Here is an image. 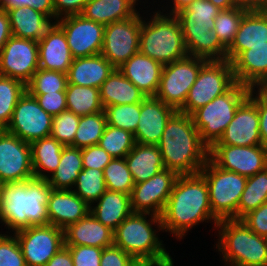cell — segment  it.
Returning <instances> with one entry per match:
<instances>
[{
    "instance_id": "obj_64",
    "label": "cell",
    "mask_w": 267,
    "mask_h": 266,
    "mask_svg": "<svg viewBox=\"0 0 267 266\" xmlns=\"http://www.w3.org/2000/svg\"><path fill=\"white\" fill-rule=\"evenodd\" d=\"M260 88L267 92V81Z\"/></svg>"
},
{
    "instance_id": "obj_1",
    "label": "cell",
    "mask_w": 267,
    "mask_h": 266,
    "mask_svg": "<svg viewBox=\"0 0 267 266\" xmlns=\"http://www.w3.org/2000/svg\"><path fill=\"white\" fill-rule=\"evenodd\" d=\"M160 217L164 233L173 240L185 239L201 223L214 224L215 231L219 220L211 211L207 182L200 172L177 177Z\"/></svg>"
},
{
    "instance_id": "obj_34",
    "label": "cell",
    "mask_w": 267,
    "mask_h": 266,
    "mask_svg": "<svg viewBox=\"0 0 267 266\" xmlns=\"http://www.w3.org/2000/svg\"><path fill=\"white\" fill-rule=\"evenodd\" d=\"M30 145L34 178L47 179L57 169L64 146L51 136Z\"/></svg>"
},
{
    "instance_id": "obj_50",
    "label": "cell",
    "mask_w": 267,
    "mask_h": 266,
    "mask_svg": "<svg viewBox=\"0 0 267 266\" xmlns=\"http://www.w3.org/2000/svg\"><path fill=\"white\" fill-rule=\"evenodd\" d=\"M35 97L38 104L52 117L57 116L62 111L67 110L65 91L55 93L30 94Z\"/></svg>"
},
{
    "instance_id": "obj_48",
    "label": "cell",
    "mask_w": 267,
    "mask_h": 266,
    "mask_svg": "<svg viewBox=\"0 0 267 266\" xmlns=\"http://www.w3.org/2000/svg\"><path fill=\"white\" fill-rule=\"evenodd\" d=\"M74 266H100L103 248L94 246H67Z\"/></svg>"
},
{
    "instance_id": "obj_28",
    "label": "cell",
    "mask_w": 267,
    "mask_h": 266,
    "mask_svg": "<svg viewBox=\"0 0 267 266\" xmlns=\"http://www.w3.org/2000/svg\"><path fill=\"white\" fill-rule=\"evenodd\" d=\"M115 67L102 55L75 58L67 73V84L100 89Z\"/></svg>"
},
{
    "instance_id": "obj_51",
    "label": "cell",
    "mask_w": 267,
    "mask_h": 266,
    "mask_svg": "<svg viewBox=\"0 0 267 266\" xmlns=\"http://www.w3.org/2000/svg\"><path fill=\"white\" fill-rule=\"evenodd\" d=\"M249 97L257 105L261 142L264 147H267V92L260 87L251 88Z\"/></svg>"
},
{
    "instance_id": "obj_42",
    "label": "cell",
    "mask_w": 267,
    "mask_h": 266,
    "mask_svg": "<svg viewBox=\"0 0 267 266\" xmlns=\"http://www.w3.org/2000/svg\"><path fill=\"white\" fill-rule=\"evenodd\" d=\"M107 190L131 195L134 181L125 158H112L103 170Z\"/></svg>"
},
{
    "instance_id": "obj_60",
    "label": "cell",
    "mask_w": 267,
    "mask_h": 266,
    "mask_svg": "<svg viewBox=\"0 0 267 266\" xmlns=\"http://www.w3.org/2000/svg\"><path fill=\"white\" fill-rule=\"evenodd\" d=\"M209 1L221 10H229L236 7V3L234 0H209Z\"/></svg>"
},
{
    "instance_id": "obj_55",
    "label": "cell",
    "mask_w": 267,
    "mask_h": 266,
    "mask_svg": "<svg viewBox=\"0 0 267 266\" xmlns=\"http://www.w3.org/2000/svg\"><path fill=\"white\" fill-rule=\"evenodd\" d=\"M89 0H53L55 22L65 16L81 14Z\"/></svg>"
},
{
    "instance_id": "obj_61",
    "label": "cell",
    "mask_w": 267,
    "mask_h": 266,
    "mask_svg": "<svg viewBox=\"0 0 267 266\" xmlns=\"http://www.w3.org/2000/svg\"><path fill=\"white\" fill-rule=\"evenodd\" d=\"M257 12L267 15V0H262L259 7L256 9Z\"/></svg>"
},
{
    "instance_id": "obj_43",
    "label": "cell",
    "mask_w": 267,
    "mask_h": 266,
    "mask_svg": "<svg viewBox=\"0 0 267 266\" xmlns=\"http://www.w3.org/2000/svg\"><path fill=\"white\" fill-rule=\"evenodd\" d=\"M248 9L236 6L229 10H221L214 21V30L221 44L228 49L234 41L243 15Z\"/></svg>"
},
{
    "instance_id": "obj_11",
    "label": "cell",
    "mask_w": 267,
    "mask_h": 266,
    "mask_svg": "<svg viewBox=\"0 0 267 266\" xmlns=\"http://www.w3.org/2000/svg\"><path fill=\"white\" fill-rule=\"evenodd\" d=\"M207 61L201 57L188 55L183 59L165 64L155 97L178 111L184 105L190 88Z\"/></svg>"
},
{
    "instance_id": "obj_31",
    "label": "cell",
    "mask_w": 267,
    "mask_h": 266,
    "mask_svg": "<svg viewBox=\"0 0 267 266\" xmlns=\"http://www.w3.org/2000/svg\"><path fill=\"white\" fill-rule=\"evenodd\" d=\"M90 212L99 222L114 231L133 212L130 195L106 190L90 206Z\"/></svg>"
},
{
    "instance_id": "obj_62",
    "label": "cell",
    "mask_w": 267,
    "mask_h": 266,
    "mask_svg": "<svg viewBox=\"0 0 267 266\" xmlns=\"http://www.w3.org/2000/svg\"><path fill=\"white\" fill-rule=\"evenodd\" d=\"M174 260H175V259L171 260L170 262H167V263H164V264L158 265V266H175V265H174V263H175V261H174Z\"/></svg>"
},
{
    "instance_id": "obj_46",
    "label": "cell",
    "mask_w": 267,
    "mask_h": 266,
    "mask_svg": "<svg viewBox=\"0 0 267 266\" xmlns=\"http://www.w3.org/2000/svg\"><path fill=\"white\" fill-rule=\"evenodd\" d=\"M80 122V116L69 110H64L53 117L51 137L63 146L74 147V137Z\"/></svg>"
},
{
    "instance_id": "obj_3",
    "label": "cell",
    "mask_w": 267,
    "mask_h": 266,
    "mask_svg": "<svg viewBox=\"0 0 267 266\" xmlns=\"http://www.w3.org/2000/svg\"><path fill=\"white\" fill-rule=\"evenodd\" d=\"M157 146L165 168L178 175L199 173L209 158L191 115L179 111L167 121Z\"/></svg>"
},
{
    "instance_id": "obj_2",
    "label": "cell",
    "mask_w": 267,
    "mask_h": 266,
    "mask_svg": "<svg viewBox=\"0 0 267 266\" xmlns=\"http://www.w3.org/2000/svg\"><path fill=\"white\" fill-rule=\"evenodd\" d=\"M50 191L47 179L32 178L22 182L2 183L0 224L6 229L5 233L49 224L47 202Z\"/></svg>"
},
{
    "instance_id": "obj_57",
    "label": "cell",
    "mask_w": 267,
    "mask_h": 266,
    "mask_svg": "<svg viewBox=\"0 0 267 266\" xmlns=\"http://www.w3.org/2000/svg\"><path fill=\"white\" fill-rule=\"evenodd\" d=\"M45 266H74L69 248H61Z\"/></svg>"
},
{
    "instance_id": "obj_58",
    "label": "cell",
    "mask_w": 267,
    "mask_h": 266,
    "mask_svg": "<svg viewBox=\"0 0 267 266\" xmlns=\"http://www.w3.org/2000/svg\"><path fill=\"white\" fill-rule=\"evenodd\" d=\"M11 36L8 13L6 10L0 8V52Z\"/></svg>"
},
{
    "instance_id": "obj_32",
    "label": "cell",
    "mask_w": 267,
    "mask_h": 266,
    "mask_svg": "<svg viewBox=\"0 0 267 266\" xmlns=\"http://www.w3.org/2000/svg\"><path fill=\"white\" fill-rule=\"evenodd\" d=\"M134 184L146 181L165 168L157 145L135 143L125 157Z\"/></svg>"
},
{
    "instance_id": "obj_17",
    "label": "cell",
    "mask_w": 267,
    "mask_h": 266,
    "mask_svg": "<svg viewBox=\"0 0 267 266\" xmlns=\"http://www.w3.org/2000/svg\"><path fill=\"white\" fill-rule=\"evenodd\" d=\"M38 69V42L12 35L0 52V75L27 84Z\"/></svg>"
},
{
    "instance_id": "obj_19",
    "label": "cell",
    "mask_w": 267,
    "mask_h": 266,
    "mask_svg": "<svg viewBox=\"0 0 267 266\" xmlns=\"http://www.w3.org/2000/svg\"><path fill=\"white\" fill-rule=\"evenodd\" d=\"M178 176L164 168L150 179L135 184L130 195L132 211L161 216Z\"/></svg>"
},
{
    "instance_id": "obj_10",
    "label": "cell",
    "mask_w": 267,
    "mask_h": 266,
    "mask_svg": "<svg viewBox=\"0 0 267 266\" xmlns=\"http://www.w3.org/2000/svg\"><path fill=\"white\" fill-rule=\"evenodd\" d=\"M236 83L228 60H208L200 69L184 105L178 110L191 115L198 108L227 92Z\"/></svg>"
},
{
    "instance_id": "obj_52",
    "label": "cell",
    "mask_w": 267,
    "mask_h": 266,
    "mask_svg": "<svg viewBox=\"0 0 267 266\" xmlns=\"http://www.w3.org/2000/svg\"><path fill=\"white\" fill-rule=\"evenodd\" d=\"M100 266H141V264L113 244L103 248Z\"/></svg>"
},
{
    "instance_id": "obj_5",
    "label": "cell",
    "mask_w": 267,
    "mask_h": 266,
    "mask_svg": "<svg viewBox=\"0 0 267 266\" xmlns=\"http://www.w3.org/2000/svg\"><path fill=\"white\" fill-rule=\"evenodd\" d=\"M144 9L139 52L163 65L187 57L181 25L176 16L162 13L152 4L151 8L147 5Z\"/></svg>"
},
{
    "instance_id": "obj_15",
    "label": "cell",
    "mask_w": 267,
    "mask_h": 266,
    "mask_svg": "<svg viewBox=\"0 0 267 266\" xmlns=\"http://www.w3.org/2000/svg\"><path fill=\"white\" fill-rule=\"evenodd\" d=\"M56 23L63 29L74 59L101 54L105 25L81 14L62 17Z\"/></svg>"
},
{
    "instance_id": "obj_21",
    "label": "cell",
    "mask_w": 267,
    "mask_h": 266,
    "mask_svg": "<svg viewBox=\"0 0 267 266\" xmlns=\"http://www.w3.org/2000/svg\"><path fill=\"white\" fill-rule=\"evenodd\" d=\"M176 110L155 96H147L140 103V117L133 134L135 143L158 145L165 125Z\"/></svg>"
},
{
    "instance_id": "obj_14",
    "label": "cell",
    "mask_w": 267,
    "mask_h": 266,
    "mask_svg": "<svg viewBox=\"0 0 267 266\" xmlns=\"http://www.w3.org/2000/svg\"><path fill=\"white\" fill-rule=\"evenodd\" d=\"M52 122L53 117L26 91L17 102L5 130L31 144L51 135Z\"/></svg>"
},
{
    "instance_id": "obj_49",
    "label": "cell",
    "mask_w": 267,
    "mask_h": 266,
    "mask_svg": "<svg viewBox=\"0 0 267 266\" xmlns=\"http://www.w3.org/2000/svg\"><path fill=\"white\" fill-rule=\"evenodd\" d=\"M81 155L83 169L94 168L104 170L113 158L99 145H92L81 149Z\"/></svg>"
},
{
    "instance_id": "obj_53",
    "label": "cell",
    "mask_w": 267,
    "mask_h": 266,
    "mask_svg": "<svg viewBox=\"0 0 267 266\" xmlns=\"http://www.w3.org/2000/svg\"><path fill=\"white\" fill-rule=\"evenodd\" d=\"M241 221L257 235L267 238V201L244 215Z\"/></svg>"
},
{
    "instance_id": "obj_44",
    "label": "cell",
    "mask_w": 267,
    "mask_h": 266,
    "mask_svg": "<svg viewBox=\"0 0 267 266\" xmlns=\"http://www.w3.org/2000/svg\"><path fill=\"white\" fill-rule=\"evenodd\" d=\"M67 83L66 73L39 68L26 84V91L29 94L55 93L65 91Z\"/></svg>"
},
{
    "instance_id": "obj_38",
    "label": "cell",
    "mask_w": 267,
    "mask_h": 266,
    "mask_svg": "<svg viewBox=\"0 0 267 266\" xmlns=\"http://www.w3.org/2000/svg\"><path fill=\"white\" fill-rule=\"evenodd\" d=\"M25 92V83L0 75V130L9 125L15 106Z\"/></svg>"
},
{
    "instance_id": "obj_4",
    "label": "cell",
    "mask_w": 267,
    "mask_h": 266,
    "mask_svg": "<svg viewBox=\"0 0 267 266\" xmlns=\"http://www.w3.org/2000/svg\"><path fill=\"white\" fill-rule=\"evenodd\" d=\"M161 232L164 233L160 216L132 212L113 231V244L141 265L158 266L174 259L168 247L166 250Z\"/></svg>"
},
{
    "instance_id": "obj_26",
    "label": "cell",
    "mask_w": 267,
    "mask_h": 266,
    "mask_svg": "<svg viewBox=\"0 0 267 266\" xmlns=\"http://www.w3.org/2000/svg\"><path fill=\"white\" fill-rule=\"evenodd\" d=\"M65 246H94L105 248L113 245V230L99 222L89 212L78 222L64 229Z\"/></svg>"
},
{
    "instance_id": "obj_56",
    "label": "cell",
    "mask_w": 267,
    "mask_h": 266,
    "mask_svg": "<svg viewBox=\"0 0 267 266\" xmlns=\"http://www.w3.org/2000/svg\"><path fill=\"white\" fill-rule=\"evenodd\" d=\"M166 1H168V2L165 3V0L164 1L163 0H161V1L160 0H158V1L157 0H154L153 3H152V5L155 6V7H157L156 9L158 11L162 12V13L169 14V15H175L179 11L187 8L195 0H166ZM162 2H164V3L162 4Z\"/></svg>"
},
{
    "instance_id": "obj_18",
    "label": "cell",
    "mask_w": 267,
    "mask_h": 266,
    "mask_svg": "<svg viewBox=\"0 0 267 266\" xmlns=\"http://www.w3.org/2000/svg\"><path fill=\"white\" fill-rule=\"evenodd\" d=\"M209 158L224 170L249 177L267 167V147L213 145Z\"/></svg>"
},
{
    "instance_id": "obj_23",
    "label": "cell",
    "mask_w": 267,
    "mask_h": 266,
    "mask_svg": "<svg viewBox=\"0 0 267 266\" xmlns=\"http://www.w3.org/2000/svg\"><path fill=\"white\" fill-rule=\"evenodd\" d=\"M90 212V206L72 190L51 189L47 202L48 223L62 230Z\"/></svg>"
},
{
    "instance_id": "obj_13",
    "label": "cell",
    "mask_w": 267,
    "mask_h": 266,
    "mask_svg": "<svg viewBox=\"0 0 267 266\" xmlns=\"http://www.w3.org/2000/svg\"><path fill=\"white\" fill-rule=\"evenodd\" d=\"M20 245L26 266H45L65 246L64 230L52 225H37L13 233Z\"/></svg>"
},
{
    "instance_id": "obj_37",
    "label": "cell",
    "mask_w": 267,
    "mask_h": 266,
    "mask_svg": "<svg viewBox=\"0 0 267 266\" xmlns=\"http://www.w3.org/2000/svg\"><path fill=\"white\" fill-rule=\"evenodd\" d=\"M267 201V167L247 177L245 189L238 204V219Z\"/></svg>"
},
{
    "instance_id": "obj_8",
    "label": "cell",
    "mask_w": 267,
    "mask_h": 266,
    "mask_svg": "<svg viewBox=\"0 0 267 266\" xmlns=\"http://www.w3.org/2000/svg\"><path fill=\"white\" fill-rule=\"evenodd\" d=\"M250 87L236 82L227 92L195 110L191 117L201 141L210 149L223 135L240 104L249 96Z\"/></svg>"
},
{
    "instance_id": "obj_59",
    "label": "cell",
    "mask_w": 267,
    "mask_h": 266,
    "mask_svg": "<svg viewBox=\"0 0 267 266\" xmlns=\"http://www.w3.org/2000/svg\"><path fill=\"white\" fill-rule=\"evenodd\" d=\"M236 6L246 8L248 10H256L261 4L262 0H234Z\"/></svg>"
},
{
    "instance_id": "obj_7",
    "label": "cell",
    "mask_w": 267,
    "mask_h": 266,
    "mask_svg": "<svg viewBox=\"0 0 267 266\" xmlns=\"http://www.w3.org/2000/svg\"><path fill=\"white\" fill-rule=\"evenodd\" d=\"M215 233L214 249L223 266H267V238L254 233L241 219L219 221Z\"/></svg>"
},
{
    "instance_id": "obj_16",
    "label": "cell",
    "mask_w": 267,
    "mask_h": 266,
    "mask_svg": "<svg viewBox=\"0 0 267 266\" xmlns=\"http://www.w3.org/2000/svg\"><path fill=\"white\" fill-rule=\"evenodd\" d=\"M34 178L31 145L16 135L0 130V184Z\"/></svg>"
},
{
    "instance_id": "obj_54",
    "label": "cell",
    "mask_w": 267,
    "mask_h": 266,
    "mask_svg": "<svg viewBox=\"0 0 267 266\" xmlns=\"http://www.w3.org/2000/svg\"><path fill=\"white\" fill-rule=\"evenodd\" d=\"M19 6L32 7L36 11L45 14L55 23V9L53 0H6L1 9L16 8Z\"/></svg>"
},
{
    "instance_id": "obj_33",
    "label": "cell",
    "mask_w": 267,
    "mask_h": 266,
    "mask_svg": "<svg viewBox=\"0 0 267 266\" xmlns=\"http://www.w3.org/2000/svg\"><path fill=\"white\" fill-rule=\"evenodd\" d=\"M146 97L117 68L100 87V100L103 108L111 105L141 103Z\"/></svg>"
},
{
    "instance_id": "obj_65",
    "label": "cell",
    "mask_w": 267,
    "mask_h": 266,
    "mask_svg": "<svg viewBox=\"0 0 267 266\" xmlns=\"http://www.w3.org/2000/svg\"><path fill=\"white\" fill-rule=\"evenodd\" d=\"M6 0H0V7L5 3Z\"/></svg>"
},
{
    "instance_id": "obj_39",
    "label": "cell",
    "mask_w": 267,
    "mask_h": 266,
    "mask_svg": "<svg viewBox=\"0 0 267 266\" xmlns=\"http://www.w3.org/2000/svg\"><path fill=\"white\" fill-rule=\"evenodd\" d=\"M107 126L104 111L80 116V122L74 137V147L83 149L98 145Z\"/></svg>"
},
{
    "instance_id": "obj_63",
    "label": "cell",
    "mask_w": 267,
    "mask_h": 266,
    "mask_svg": "<svg viewBox=\"0 0 267 266\" xmlns=\"http://www.w3.org/2000/svg\"><path fill=\"white\" fill-rule=\"evenodd\" d=\"M140 1H141L144 5L146 4V6H147V4H148V5H151L152 2H153L154 0H151L152 2H151L150 0H145V1L140 0ZM149 2H150V3H149Z\"/></svg>"
},
{
    "instance_id": "obj_20",
    "label": "cell",
    "mask_w": 267,
    "mask_h": 266,
    "mask_svg": "<svg viewBox=\"0 0 267 266\" xmlns=\"http://www.w3.org/2000/svg\"><path fill=\"white\" fill-rule=\"evenodd\" d=\"M214 145H262L257 105L249 96L240 104L234 118Z\"/></svg>"
},
{
    "instance_id": "obj_12",
    "label": "cell",
    "mask_w": 267,
    "mask_h": 266,
    "mask_svg": "<svg viewBox=\"0 0 267 266\" xmlns=\"http://www.w3.org/2000/svg\"><path fill=\"white\" fill-rule=\"evenodd\" d=\"M141 13L143 10L131 18L105 25L101 54L115 68L139 52Z\"/></svg>"
},
{
    "instance_id": "obj_36",
    "label": "cell",
    "mask_w": 267,
    "mask_h": 266,
    "mask_svg": "<svg viewBox=\"0 0 267 266\" xmlns=\"http://www.w3.org/2000/svg\"><path fill=\"white\" fill-rule=\"evenodd\" d=\"M65 93L67 110L75 115L84 116L104 111L98 88L67 84Z\"/></svg>"
},
{
    "instance_id": "obj_9",
    "label": "cell",
    "mask_w": 267,
    "mask_h": 266,
    "mask_svg": "<svg viewBox=\"0 0 267 266\" xmlns=\"http://www.w3.org/2000/svg\"><path fill=\"white\" fill-rule=\"evenodd\" d=\"M209 192L213 215L219 220L238 219V204L247 177L218 167L210 158L201 169Z\"/></svg>"
},
{
    "instance_id": "obj_35",
    "label": "cell",
    "mask_w": 267,
    "mask_h": 266,
    "mask_svg": "<svg viewBox=\"0 0 267 266\" xmlns=\"http://www.w3.org/2000/svg\"><path fill=\"white\" fill-rule=\"evenodd\" d=\"M83 170L81 149L64 146L57 169L47 178L51 189L72 190Z\"/></svg>"
},
{
    "instance_id": "obj_22",
    "label": "cell",
    "mask_w": 267,
    "mask_h": 266,
    "mask_svg": "<svg viewBox=\"0 0 267 266\" xmlns=\"http://www.w3.org/2000/svg\"><path fill=\"white\" fill-rule=\"evenodd\" d=\"M39 68L68 73L74 60L63 29L55 22L38 41Z\"/></svg>"
},
{
    "instance_id": "obj_29",
    "label": "cell",
    "mask_w": 267,
    "mask_h": 266,
    "mask_svg": "<svg viewBox=\"0 0 267 266\" xmlns=\"http://www.w3.org/2000/svg\"><path fill=\"white\" fill-rule=\"evenodd\" d=\"M11 33L13 36L39 41L53 25V21L45 14L32 7L19 6L6 9Z\"/></svg>"
},
{
    "instance_id": "obj_27",
    "label": "cell",
    "mask_w": 267,
    "mask_h": 266,
    "mask_svg": "<svg viewBox=\"0 0 267 266\" xmlns=\"http://www.w3.org/2000/svg\"><path fill=\"white\" fill-rule=\"evenodd\" d=\"M267 45V15L248 10L242 17L234 41L227 49L226 60L232 62L251 46Z\"/></svg>"
},
{
    "instance_id": "obj_41",
    "label": "cell",
    "mask_w": 267,
    "mask_h": 266,
    "mask_svg": "<svg viewBox=\"0 0 267 266\" xmlns=\"http://www.w3.org/2000/svg\"><path fill=\"white\" fill-rule=\"evenodd\" d=\"M98 145L113 158H125L133 149L135 139L130 131L107 124Z\"/></svg>"
},
{
    "instance_id": "obj_24",
    "label": "cell",
    "mask_w": 267,
    "mask_h": 266,
    "mask_svg": "<svg viewBox=\"0 0 267 266\" xmlns=\"http://www.w3.org/2000/svg\"><path fill=\"white\" fill-rule=\"evenodd\" d=\"M163 66L160 62L137 52L117 69L146 96H155Z\"/></svg>"
},
{
    "instance_id": "obj_40",
    "label": "cell",
    "mask_w": 267,
    "mask_h": 266,
    "mask_svg": "<svg viewBox=\"0 0 267 266\" xmlns=\"http://www.w3.org/2000/svg\"><path fill=\"white\" fill-rule=\"evenodd\" d=\"M106 190L103 170L94 168L83 169L72 189L89 206L96 202Z\"/></svg>"
},
{
    "instance_id": "obj_30",
    "label": "cell",
    "mask_w": 267,
    "mask_h": 266,
    "mask_svg": "<svg viewBox=\"0 0 267 266\" xmlns=\"http://www.w3.org/2000/svg\"><path fill=\"white\" fill-rule=\"evenodd\" d=\"M144 6L146 5L140 0H89L81 15L86 19L107 25L135 16Z\"/></svg>"
},
{
    "instance_id": "obj_45",
    "label": "cell",
    "mask_w": 267,
    "mask_h": 266,
    "mask_svg": "<svg viewBox=\"0 0 267 266\" xmlns=\"http://www.w3.org/2000/svg\"><path fill=\"white\" fill-rule=\"evenodd\" d=\"M107 124L135 133L140 117V103L111 105L104 108Z\"/></svg>"
},
{
    "instance_id": "obj_47",
    "label": "cell",
    "mask_w": 267,
    "mask_h": 266,
    "mask_svg": "<svg viewBox=\"0 0 267 266\" xmlns=\"http://www.w3.org/2000/svg\"><path fill=\"white\" fill-rule=\"evenodd\" d=\"M0 266H26L19 242L13 233L0 232Z\"/></svg>"
},
{
    "instance_id": "obj_25",
    "label": "cell",
    "mask_w": 267,
    "mask_h": 266,
    "mask_svg": "<svg viewBox=\"0 0 267 266\" xmlns=\"http://www.w3.org/2000/svg\"><path fill=\"white\" fill-rule=\"evenodd\" d=\"M231 64L236 82L250 88L261 87L267 81V45L251 46Z\"/></svg>"
},
{
    "instance_id": "obj_6",
    "label": "cell",
    "mask_w": 267,
    "mask_h": 266,
    "mask_svg": "<svg viewBox=\"0 0 267 266\" xmlns=\"http://www.w3.org/2000/svg\"><path fill=\"white\" fill-rule=\"evenodd\" d=\"M221 9L209 0H195L175 14L181 25L185 47L189 56L207 60H226L227 49L221 44L214 21Z\"/></svg>"
}]
</instances>
